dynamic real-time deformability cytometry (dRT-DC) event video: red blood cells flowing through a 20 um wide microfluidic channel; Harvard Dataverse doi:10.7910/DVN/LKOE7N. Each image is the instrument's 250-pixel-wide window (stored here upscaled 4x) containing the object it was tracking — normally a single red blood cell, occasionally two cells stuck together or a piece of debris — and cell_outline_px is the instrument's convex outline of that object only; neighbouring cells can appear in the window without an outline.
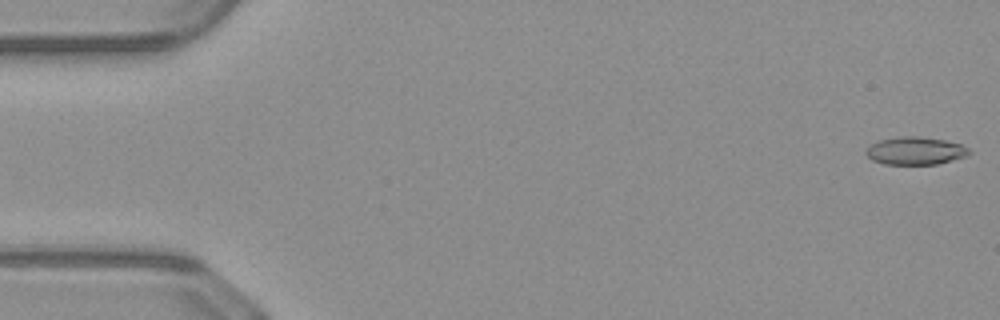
{"species": "common noctule bat (a hibernating species)", "species_latin": "Nyctalus noctula", "temperature_condition": "warm", "stored_images_in_passage": 50, "camera_frame_rate_fps": 3000, "um_per_image_px": 0.085, "animal": {"sex": "male", "body_mass_g": 23.1, "forearm_length_mm": 52.7}, "frame": {"image": 1, "passage_image": 1, "time_ms": 0.0, "image_size_px": [1000, 320], "cell_outline_px": [[972, 152], [968, 156], [936, 164], [884, 164], [872, 160], [864, 152], [868, 144], [880, 140], [900, 136], [920, 136], [944, 140], [960, 144], [968, 148]], "centroid_in_image_um": [77.78, 12.81], "position_along_channel_um": 7.2, "area_um2": 16.82}}
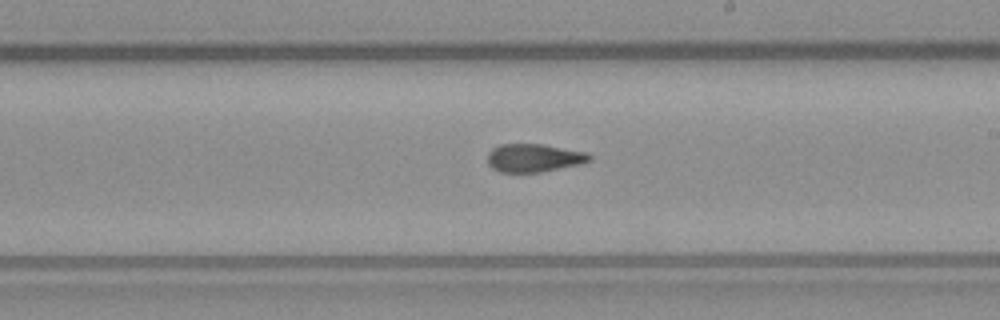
{"frame": {"image": 2, "passage_image": 29, "time_ms": 9.333, "image_size_px": [1000, 320], "cell_outline_px": [[592, 160], [580, 164], [540, 172], [500, 172], [492, 168], [488, 164], [488, 152], [492, 148], [500, 144], [544, 144], [588, 152], [592, 156]], "centroid_in_image_um": [45.4, 13.41], "position_along_channel_um": 243.6, "area_um2": 16.88}}
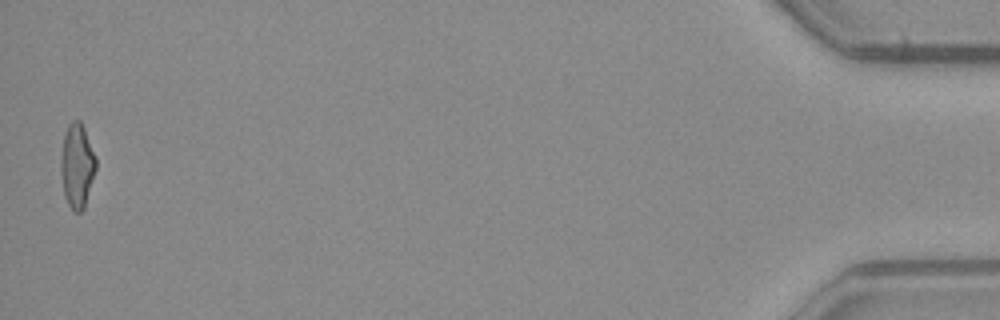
{"frame": {"image": 3, "passage_image": 50, "time_ms": 16.333, "image_size_px": [1000, 320], "cell_outline_px": [[96, 168], [84, 208], [80, 212], [76, 212], [68, 204], [64, 196], [60, 172], [60, 160], [64, 136], [68, 124], [72, 120], [80, 120], [84, 128], [96, 156]], "centroid_in_image_um": [6.54, 14.07], "position_along_channel_um": 428.7, "area_um2": 17.22}, "authors_computed_cell_mechanics": {"area_um2": 17.2822, "velocity_mm_per_s": 4.1044, "shape_relaxation_time_tau1_ms": null, "shape_relaxation_time_tau2_ms": 1.9246, "deformation_change_tau1": null, "deformation_change_tau2": 0.087}}